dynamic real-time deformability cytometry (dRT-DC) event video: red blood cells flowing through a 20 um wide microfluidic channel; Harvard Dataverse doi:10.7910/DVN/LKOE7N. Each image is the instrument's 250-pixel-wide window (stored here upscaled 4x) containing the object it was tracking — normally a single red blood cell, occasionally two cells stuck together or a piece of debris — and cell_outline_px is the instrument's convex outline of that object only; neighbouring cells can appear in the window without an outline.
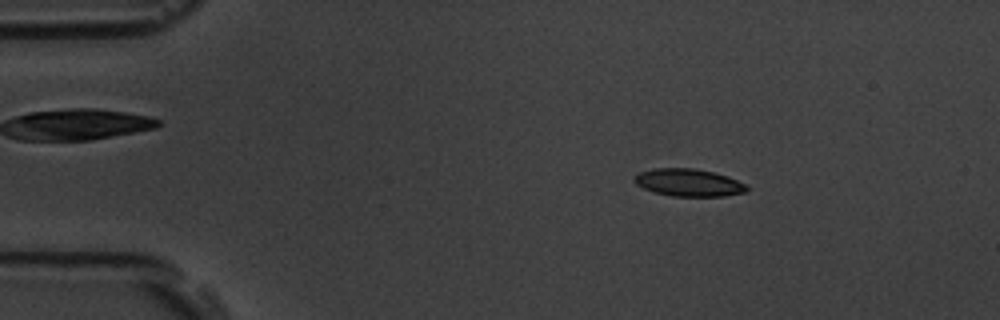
{"species": "common noctule bat (a hibernating species)", "species_latin": "Nyctalus noctula", "temperature_condition": "room temperature", "stored_images_in_passage": 56, "camera_frame_rate_fps": 3000, "um_per_image_px": 0.085, "animal": {"sex": "male", "body_mass_g": 19.5, "forearm_length_mm": 54.6}, "frame": {"image": 1, "passage_image": 9, "time_ms": 2.667, "image_size_px": [1000, 320], "cell_outline_px": [[748, 192], [724, 196], [672, 196], [652, 192], [636, 184], [632, 180], [640, 172], [652, 168], [692, 168], [712, 172], [728, 176], [744, 184], [748, 188]], "centroid_in_image_um": [58.51, 15.52], "position_along_channel_um": 26.5, "area_um2": 17.98}}
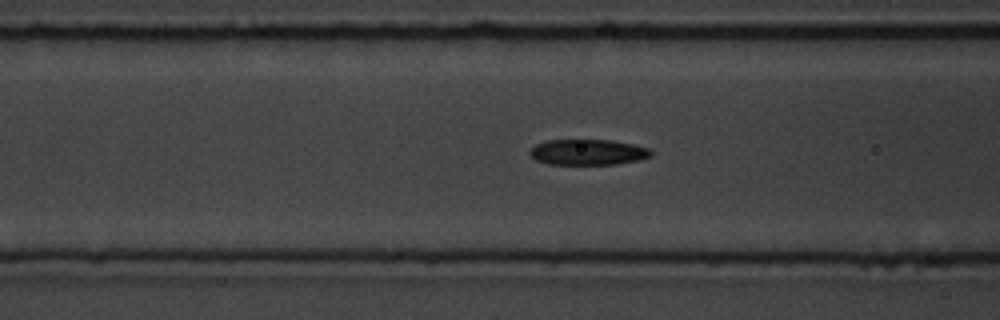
{"frame": {"image": 2, "passage_image": 22, "time_ms": 7.0, "image_size_px": [1000, 320], "cell_outline_px": [[652, 156], [640, 160], [616, 164], [548, 164], [536, 160], [528, 152], [536, 144], [548, 140], [612, 140], [632, 144], [648, 148], [652, 152]], "centroid_in_image_um": [49.98, 12.93], "position_along_channel_um": 116.6, "area_um2": 18.09}}
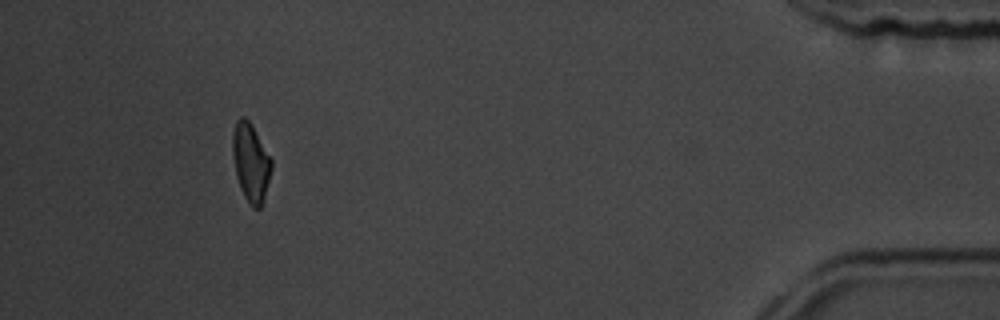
{"frame": {"image": 3, "passage_image": 52, "time_ms": 17.0, "image_size_px": [1000, 320], "cell_outline_px": [[272, 168], [264, 200], [260, 208], [252, 208], [244, 196], [240, 188], [236, 176], [232, 152], [232, 136], [236, 120], [240, 116], [244, 116], [252, 124], [272, 160]], "centroid_in_image_um": [21.31, 13.8], "position_along_channel_um": 413.9, "area_um2": 17.86}, "authors_computed_cell_mechanics": {"area_um2": 18.2359, "velocity_mm_per_s": 3.6298, "shape_relaxation_time_tau1_ms": 4.1224, "shape_relaxation_time_tau2_ms": 4.7665, "deformation_change_tau1": 0.1503, "deformation_change_tau2": 0.1016}}